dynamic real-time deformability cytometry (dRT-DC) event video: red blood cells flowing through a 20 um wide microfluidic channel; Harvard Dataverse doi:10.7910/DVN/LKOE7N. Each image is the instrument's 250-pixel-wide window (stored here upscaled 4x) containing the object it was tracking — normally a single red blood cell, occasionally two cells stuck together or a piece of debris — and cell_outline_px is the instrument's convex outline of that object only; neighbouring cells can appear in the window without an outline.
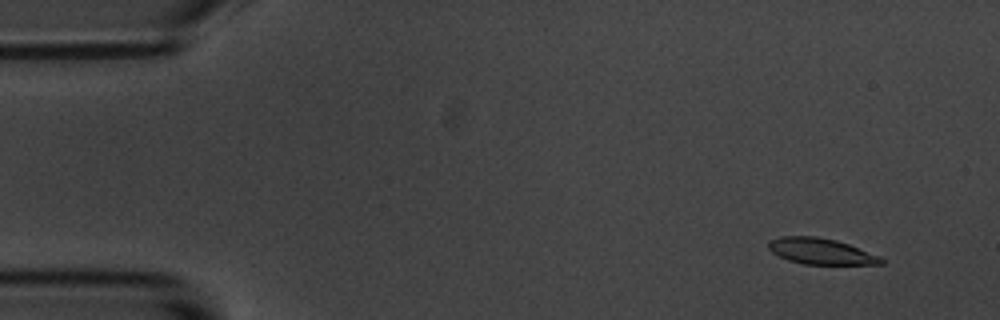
{"species": "common noctule bat (a hibernating species)", "species_latin": "Nyctalus noctula", "temperature_condition": "room temperature", "stored_images_in_passage": 56, "camera_frame_rate_fps": 3000, "um_per_image_px": 0.085, "animal": {"sex": "male", "body_mass_g": 20.1, "forearm_length_mm": 53.5}, "frame": {"image": 1, "passage_image": 5, "time_ms": 1.333, "image_size_px": [1000, 320], "cell_outline_px": [[884, 264], [804, 264], [788, 260], [772, 252], [768, 248], [768, 244], [772, 240], [780, 236], [816, 236], [836, 240], [848, 244], [880, 256], [884, 260]], "centroid_in_image_um": [69.78, 21.36], "position_along_channel_um": 15.2, "area_um2": 16.94}}
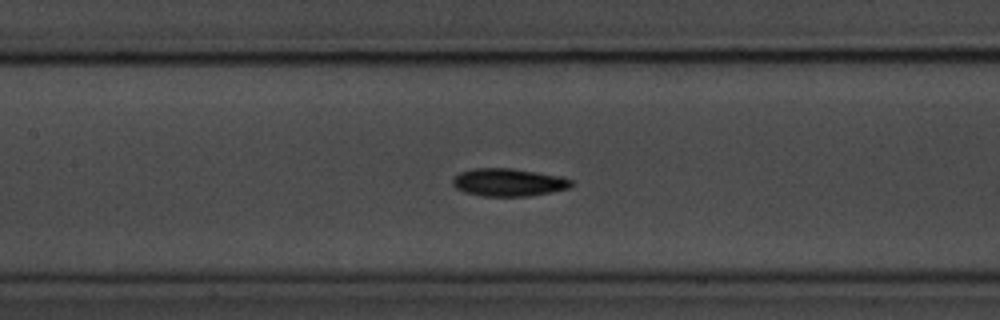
{"frame": {"image": 2, "passage_image": 26, "time_ms": 8.333, "image_size_px": [1000, 320], "cell_outline_px": [[572, 184], [568, 188], [552, 192], [528, 196], [484, 196], [464, 192], [456, 188], [452, 184], [452, 180], [460, 172], [472, 168], [512, 168], [560, 176], [572, 180]], "centroid_in_image_um": [43.2, 15.49], "position_along_channel_um": 164.2, "area_um2": 19.13}}
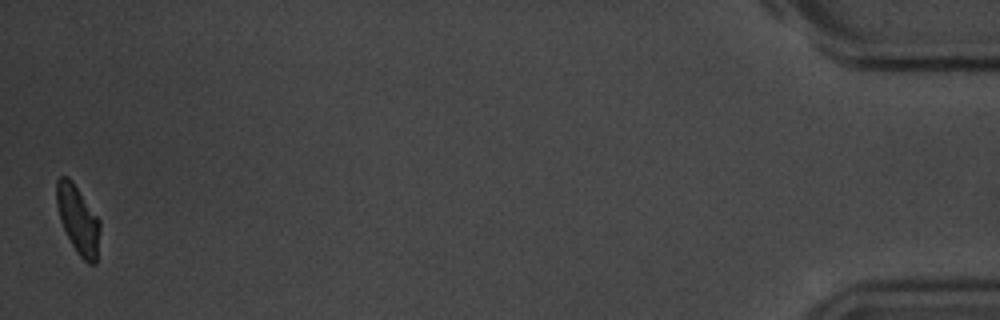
{"frame": {"image": 3, "passage_image": 56, "time_ms": 18.333, "image_size_px": [1000, 320], "cell_outline_px": [[100, 228], [96, 264], [88, 264], [76, 252], [60, 220], [56, 204], [56, 180], [60, 176], [68, 176], [72, 180], [100, 220]], "centroid_in_image_um": [6.63, 18.65], "position_along_channel_um": 428.6, "area_um2": 17.22}, "authors_computed_cell_mechanics": {"area_um2": 18.2359, "velocity_mm_per_s": 3.5828, "shape_relaxation_time_tau1_ms": 2.4269, "shape_relaxation_time_tau2_ms": 4.6225, "deformation_change_tau1": 0.112, "deformation_change_tau2": 0.0934}}